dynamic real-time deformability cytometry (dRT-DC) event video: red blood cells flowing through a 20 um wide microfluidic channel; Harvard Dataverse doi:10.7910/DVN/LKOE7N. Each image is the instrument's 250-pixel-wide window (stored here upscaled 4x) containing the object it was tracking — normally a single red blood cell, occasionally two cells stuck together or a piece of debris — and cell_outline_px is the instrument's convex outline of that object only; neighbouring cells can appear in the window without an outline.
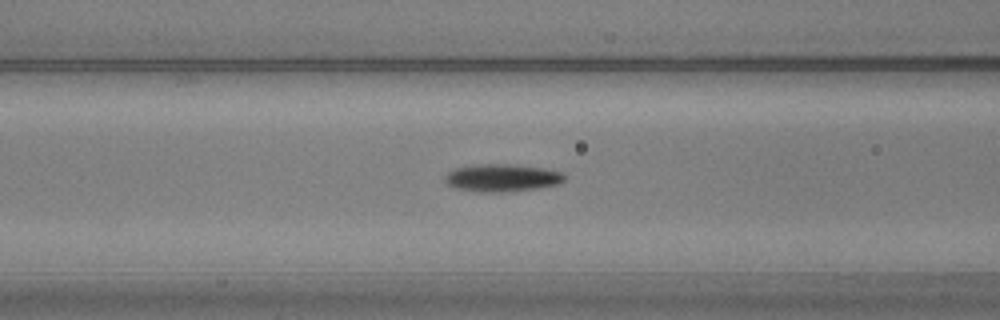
{"species": "common noctule bat (a hibernating species)", "species_latin": "Nyctalus noctula", "temperature_condition": "warm", "stored_images_in_passage": 55, "camera_frame_rate_fps": 3000, "um_per_image_px": 0.085, "animal": {"sex": "male", "body_mass_g": 20.5, "forearm_length_mm": 52.5}, "frame": {"image": 1, "passage_image": 21, "time_ms": 6.667, "image_size_px": [1000, 320], "cell_outline_px": [[564, 180], [560, 184], [536, 188], [504, 192], [476, 192], [452, 188], [444, 180], [444, 176], [448, 172], [456, 168], [476, 164], [516, 164], [544, 168], [560, 172], [564, 176]], "centroid_in_image_um": [42.63, 15.12], "position_along_channel_um": 124.0, "area_um2": 19.36}}
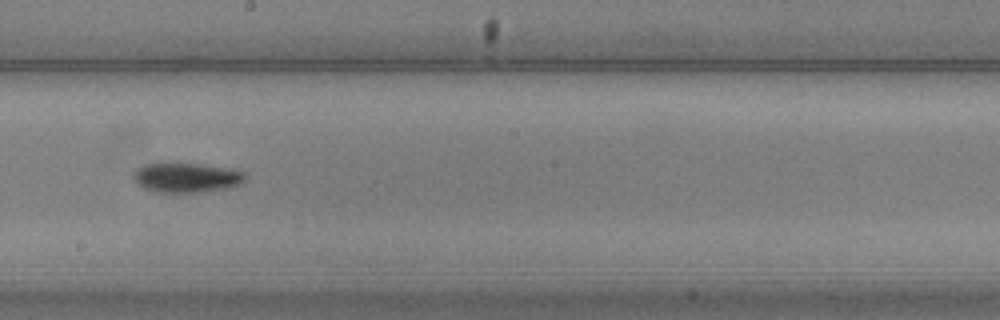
{"frame": {"image": 2, "passage_image": 30, "time_ms": 9.667, "image_size_px": [1000, 320], "cell_outline_px": [[248, 176], [240, 184], [228, 188], [200, 192], [152, 192], [136, 184], [132, 176], [144, 164], [160, 160], [164, 160], [200, 164], [228, 168], [244, 172]], "centroid_in_image_um": [15.8, 15.06], "position_along_channel_um": 232.4, "area_um2": 20.0}}
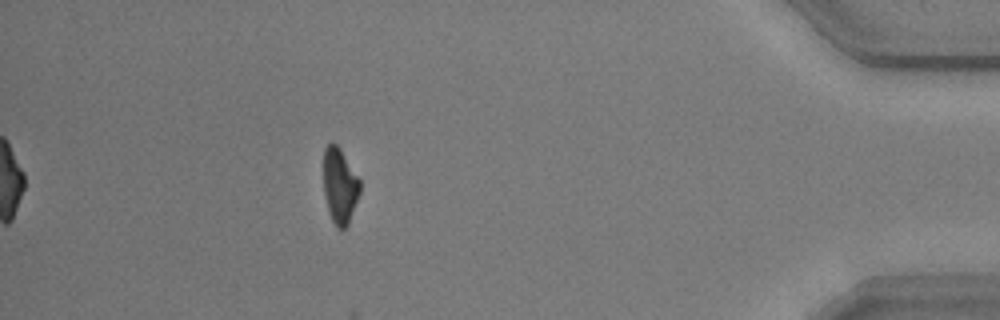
{"frame": {"image": 3, "passage_image": 49, "time_ms": 16.0, "image_size_px": [1000, 320], "cell_outline_px": [[360, 192], [348, 224], [344, 228], [336, 228], [328, 212], [324, 196], [324, 148], [332, 140], [340, 148], [360, 180]], "centroid_in_image_um": [28.87, 15.78], "position_along_channel_um": 406.3, "area_um2": 16.01}, "authors_computed_cell_mechanics": {"area_um2": 17.5134, "velocity_mm_per_s": 3.6126, "shape_relaxation_time_tau1_ms": 3.2015, "shape_relaxation_time_tau2_ms": null, "deformation_change_tau1": 0.1326, "deformation_change_tau2": null}}